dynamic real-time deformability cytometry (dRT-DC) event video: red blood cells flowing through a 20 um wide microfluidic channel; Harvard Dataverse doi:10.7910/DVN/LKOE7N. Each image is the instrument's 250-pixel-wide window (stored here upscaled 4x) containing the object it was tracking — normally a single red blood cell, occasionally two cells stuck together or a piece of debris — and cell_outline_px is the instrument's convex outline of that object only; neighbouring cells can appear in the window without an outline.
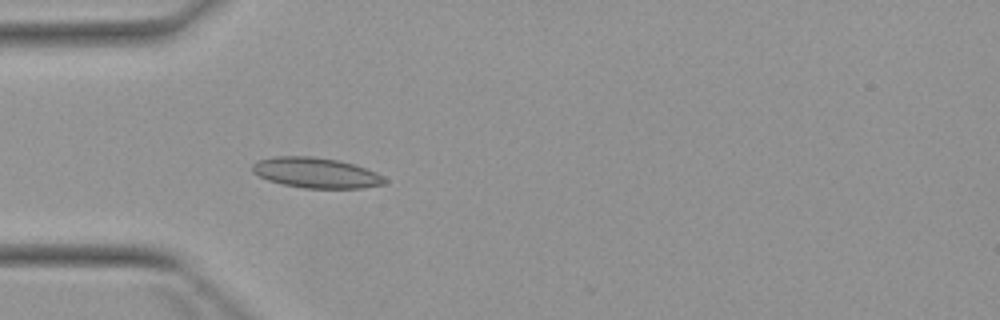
{"species": "Egyptian fruit bat (a non-hibernating species)", "species_latin": "Rousettus aegyptiacus", "temperature_condition": "warm", "stored_images_in_passage": 5, "camera_frame_rate_fps": 3000, "um_per_image_px": 0.085, "animal": {"sex": "female"}, "frame": {"image": 1, "passage_image": 5, "time_ms": 5.0, "image_size_px": [1000, 320], "cell_outline_px": [[388, 180], [384, 184], [360, 188], [304, 188], [284, 184], [268, 180], [252, 172], [252, 164], [256, 160], [276, 156], [312, 156], [340, 160], [376, 172], [384, 176]], "centroid_in_image_um": [26.85, 14.68], "position_along_channel_um": 58.1, "area_um2": 23.41}}